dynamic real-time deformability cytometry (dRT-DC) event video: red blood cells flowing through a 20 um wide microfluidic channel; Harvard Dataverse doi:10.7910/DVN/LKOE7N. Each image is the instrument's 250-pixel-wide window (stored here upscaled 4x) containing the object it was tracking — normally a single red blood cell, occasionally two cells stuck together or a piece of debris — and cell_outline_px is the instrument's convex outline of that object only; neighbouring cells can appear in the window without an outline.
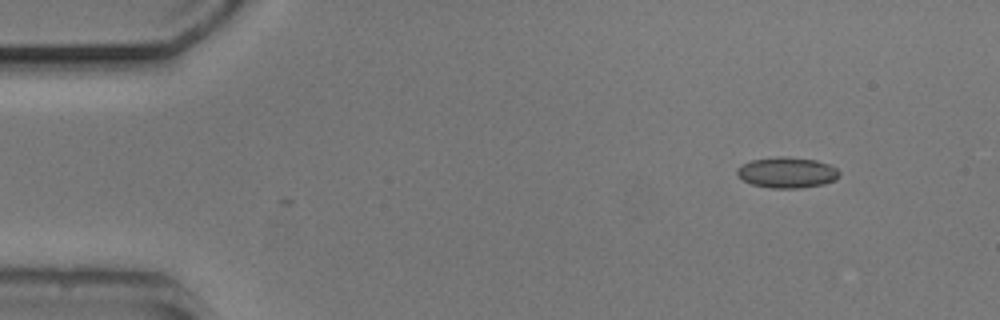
{"species": "common noctule bat (a hibernating species)", "species_latin": "Nyctalus noctula", "temperature_condition": "cold", "stored_images_in_passage": 4, "camera_frame_rate_fps": 3000, "um_per_image_px": 0.085, "animal": {"sex": "male", "body_mass_g": 20.5, "forearm_length_mm": 52.5}, "frame": {"image": 1, "passage_image": 4, "time_ms": 1.0, "image_size_px": [1000, 320], "cell_outline_px": [[840, 176], [836, 180], [824, 184], [800, 188], [772, 188], [752, 184], [744, 180], [736, 172], [736, 168], [740, 164], [752, 160], [776, 156], [784, 156], [816, 160], [828, 164], [836, 168], [840, 172]], "centroid_in_image_um": [66.91, 14.66], "position_along_channel_um": 18.1, "area_um2": 18.44}}